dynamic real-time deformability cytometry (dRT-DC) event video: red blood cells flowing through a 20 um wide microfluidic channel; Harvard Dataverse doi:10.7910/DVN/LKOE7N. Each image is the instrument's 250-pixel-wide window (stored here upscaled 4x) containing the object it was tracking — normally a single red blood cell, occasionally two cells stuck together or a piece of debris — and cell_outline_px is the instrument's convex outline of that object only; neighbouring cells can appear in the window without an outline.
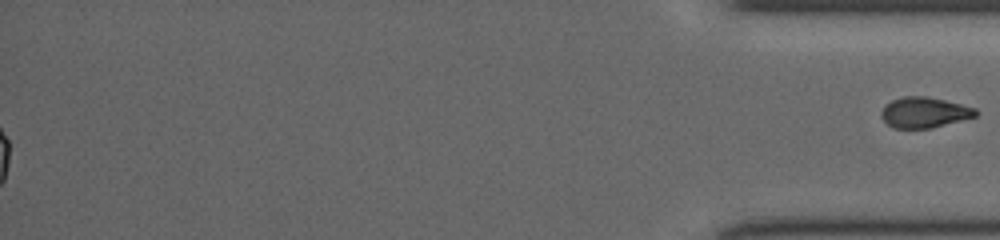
{"species": "common noctule bat (a hibernating species)", "species_latin": "Nyctalus noctula", "temperature_condition": "cold", "stored_images_in_passage": 42, "segment_of_instrument_passage": [2, 2], "camera_frame_rate_fps": 3000, "um_per_image_px": 0.085, "animal": {"sex": "female", "body_mass_g": 19.5, "forearm_length_mm": 54.1}, "frame": {"image": 1, "passage_image": 42, "time_ms": 13.667, "image_size_px": [1000, 240], "cell_outline_px": [[980, 112], [976, 116], [928, 128], [896, 128], [888, 124], [880, 116], [880, 112], [884, 104], [892, 100], [904, 96], [928, 96], [976, 108]], "centroid_in_image_um": [78.54, 9.54], "position_along_channel_um": 356.7, "area_um2": 16.7}}